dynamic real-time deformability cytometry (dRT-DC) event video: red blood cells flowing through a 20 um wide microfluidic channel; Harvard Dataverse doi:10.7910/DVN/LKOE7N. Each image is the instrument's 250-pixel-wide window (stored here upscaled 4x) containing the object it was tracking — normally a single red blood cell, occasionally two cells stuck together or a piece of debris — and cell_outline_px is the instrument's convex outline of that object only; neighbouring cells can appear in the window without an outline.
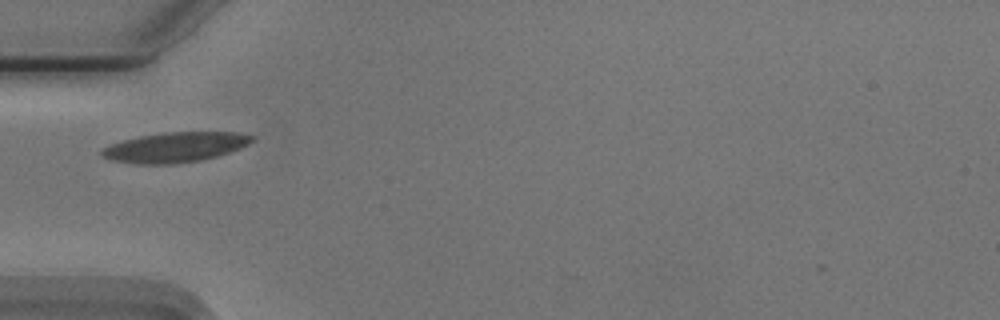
{"species": "Egyptian fruit bat (a non-hibernating species)", "species_latin": "Rousettus aegyptiacus", "temperature_condition": "cold", "stored_images_in_passage": 39, "camera_frame_rate_fps": 3000, "um_per_image_px": 0.085, "animal": {"sex": "male"}, "frame": {"image": 1, "passage_image": 1, "time_ms": 0.0, "image_size_px": [1000, 320], "cell_outline_px": [[256, 140], [240, 148], [216, 156], [200, 160], [176, 164], [136, 164], [112, 160], [100, 156], [100, 152], [104, 148], [112, 144], [124, 140], [140, 136], [168, 132], [240, 132], [256, 136]], "centroid_in_image_um": [14.93, 12.51], "position_along_channel_um": 70.1, "area_um2": 26.24}}
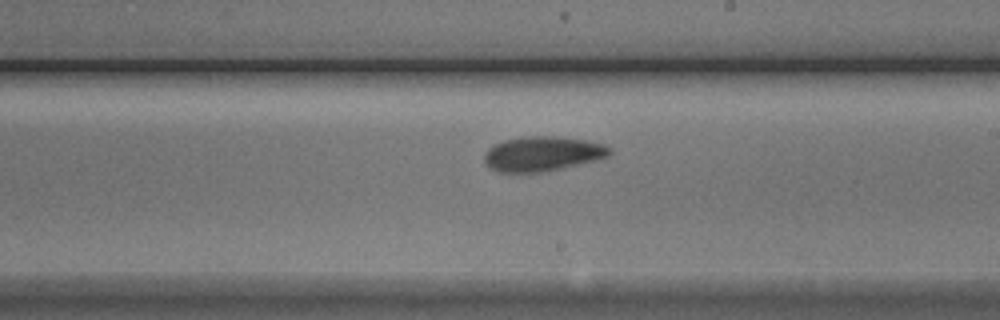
{"frame": {"image": 2, "passage_image": 15, "time_ms": 4.667, "image_size_px": [1000, 320], "cell_outline_px": [[612, 152], [608, 156], [600, 160], [540, 172], [496, 172], [488, 168], [484, 164], [484, 152], [492, 144], [504, 140], [532, 136], [552, 136], [584, 140], [604, 144], [612, 148]], "centroid_in_image_um": [46.09, 13.08], "position_along_channel_um": 242.9, "area_um2": 25.55}}
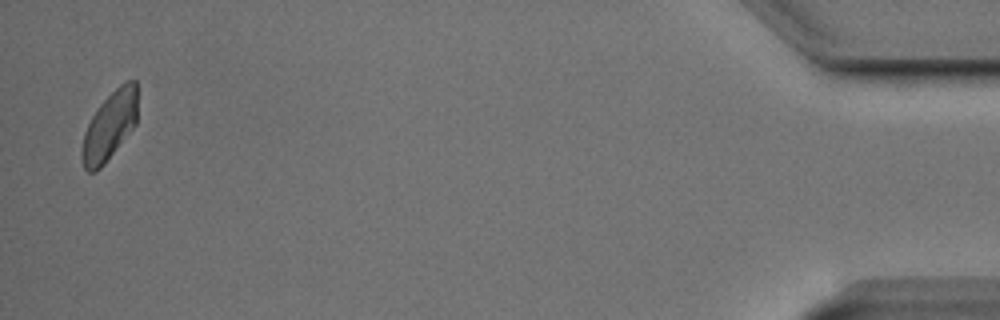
{"frame": {"image": 3, "passage_image": 37, "time_ms": 12.0, "image_size_px": [1000, 320], "cell_outline_px": [[136, 124], [104, 164], [96, 172], [88, 172], [84, 168], [80, 156], [84, 132], [92, 116], [100, 104], [120, 84], [128, 80], [136, 80]], "centroid_in_image_um": [9.29, 10.73], "position_along_channel_um": 425.9, "area_um2": 21.91}}